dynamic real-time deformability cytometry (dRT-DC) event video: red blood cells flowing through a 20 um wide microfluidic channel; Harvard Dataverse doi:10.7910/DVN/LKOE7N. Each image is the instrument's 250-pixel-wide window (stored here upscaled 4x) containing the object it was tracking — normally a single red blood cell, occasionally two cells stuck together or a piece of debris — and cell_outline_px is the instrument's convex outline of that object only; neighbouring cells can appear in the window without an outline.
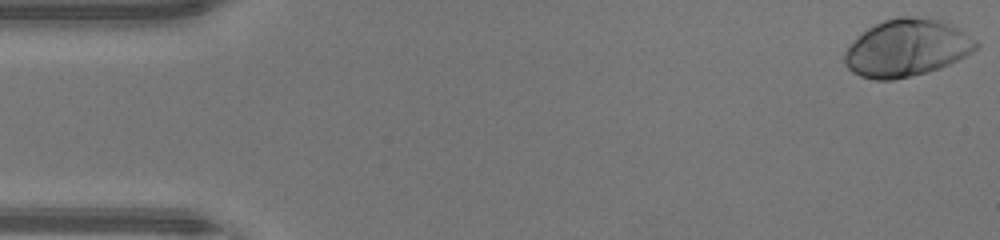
{"species": "human", "species_latin": "Homo sapiens", "temperature_condition": "warm", "stored_images_in_passage": 40, "camera_frame_rate_fps": 3000, "um_per_image_px": 0.085, "donor": {"sex": "male"}, "frame": {"image": 1, "passage_image": 1, "time_ms": 0.0, "image_size_px": [1000, 240], "cell_outline_px": [[980, 44], [972, 52], [940, 68], [928, 72], [912, 76], [892, 80], [876, 80], [860, 76], [852, 72], [844, 64], [844, 52], [868, 28], [884, 20], [900, 16], [908, 16], [940, 20], [964, 32], [976, 40]], "centroid_in_image_um": [77.06, 4.1], "position_along_channel_um": 7.9, "area_um2": 43.29}}
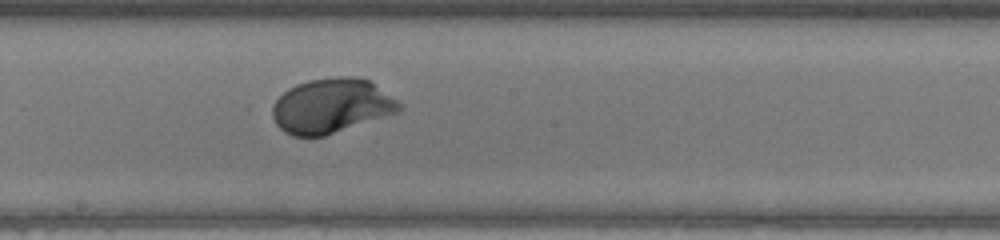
{"frame": {"image": 2, "passage_image": 25, "time_ms": 8.0, "image_size_px": [1000, 240], "cell_outline_px": [[404, 104], [396, 112], [324, 136], [292, 136], [284, 132], [276, 124], [272, 116], [272, 104], [288, 88], [296, 84], [308, 80], [332, 76], [356, 76], [368, 80]], "centroid_in_image_um": [28.13, 8.98], "position_along_channel_um": 220.1, "area_um2": 40.23}}
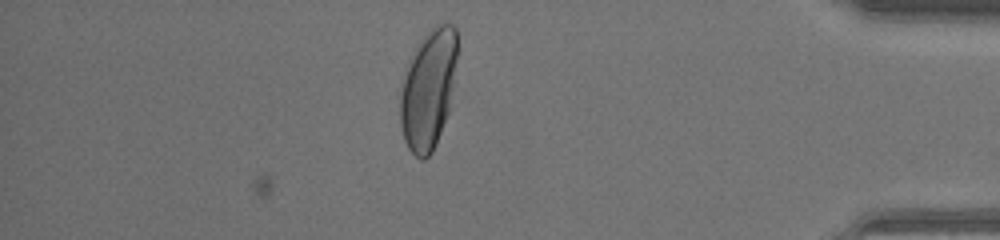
{"frame": {"image": 3, "passage_image": 40, "time_ms": 13.0, "image_size_px": [1000, 240], "cell_outline_px": [[456, 60], [452, 88], [448, 112], [436, 144], [432, 152], [424, 160], [420, 160], [408, 148], [404, 140], [400, 124], [400, 92], [408, 60], [416, 44], [436, 24], [452, 24], [456, 28]], "centroid_in_image_um": [36.38, 7.59], "position_along_channel_um": 398.8, "area_um2": 39.54}, "authors_computed_cell_mechanics": {"area_um2": 40.2577, "velocity_mm_per_s": 4.4098, "shape_relaxation_time_tau1_ms": 2.0027, "shape_relaxation_time_tau2_ms": null, "deformation_change_tau1": 0.1714, "deformation_change_tau2": null}}